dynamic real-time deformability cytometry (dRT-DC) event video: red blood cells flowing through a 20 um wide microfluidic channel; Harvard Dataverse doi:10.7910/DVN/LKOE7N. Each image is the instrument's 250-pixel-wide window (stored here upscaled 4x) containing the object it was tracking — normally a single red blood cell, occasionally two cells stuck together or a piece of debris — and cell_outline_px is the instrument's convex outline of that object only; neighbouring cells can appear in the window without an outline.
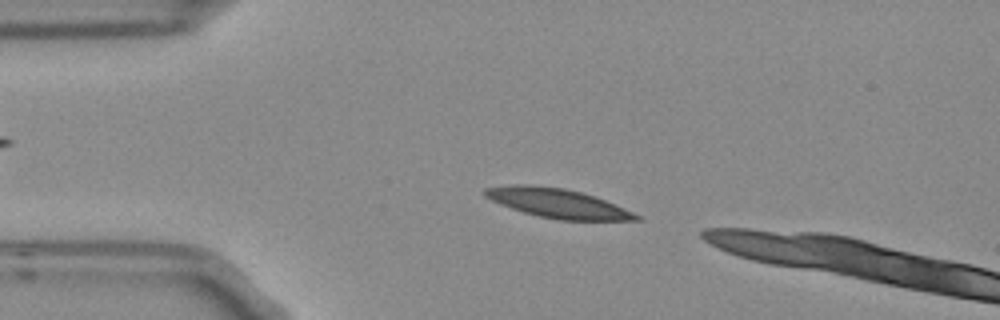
{"species": "Egyptian fruit bat (a non-hibernating species)", "species_latin": "Rousettus aegyptiacus", "temperature_condition": "room temperature", "stored_images_in_passage": 2, "camera_frame_rate_fps": 3000, "um_per_image_px": 0.085, "frame": {"image": 1, "passage_image": 1, "time_ms": 0.0, "image_size_px": [1000, 320], "cell_outline_px": [[644, 220], [560, 220], [540, 216], [524, 212], [500, 204], [484, 196], [484, 188], [512, 184], [524, 184], [564, 188], [580, 192], [616, 204], [640, 216]], "centroid_in_image_um": [47.39, 17.27], "position_along_channel_um": 37.6, "area_um2": 25.43}}